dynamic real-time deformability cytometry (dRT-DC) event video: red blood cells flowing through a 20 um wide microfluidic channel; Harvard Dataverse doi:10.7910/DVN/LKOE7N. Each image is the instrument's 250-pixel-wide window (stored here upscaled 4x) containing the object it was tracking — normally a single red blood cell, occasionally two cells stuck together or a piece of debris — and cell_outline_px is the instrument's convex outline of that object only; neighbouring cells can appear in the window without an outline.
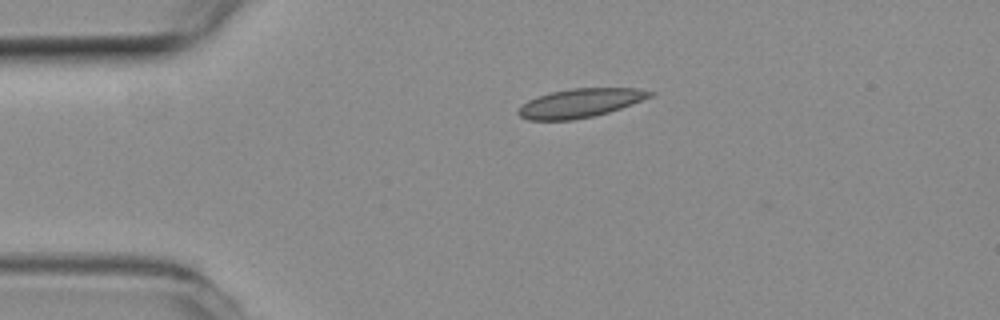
{"species": "common noctule bat (a hibernating species)", "species_latin": "Nyctalus noctula", "temperature_condition": "room temperature", "stored_images_in_passage": 44, "camera_frame_rate_fps": 3000, "um_per_image_px": 0.085, "animal": {"sex": "female", "body_mass_g": 19.3, "forearm_length_mm": 54.1}, "frame": {"image": 1, "passage_image": 1, "time_ms": 0.0, "image_size_px": [1000, 320], "cell_outline_px": [[656, 92], [652, 96], [620, 108], [608, 112], [592, 116], [572, 120], [528, 120], [520, 116], [516, 112], [528, 100], [552, 92], [572, 88], [636, 88]], "centroid_in_image_um": [49.32, 8.76], "position_along_channel_um": 35.7, "area_um2": 21.79}}
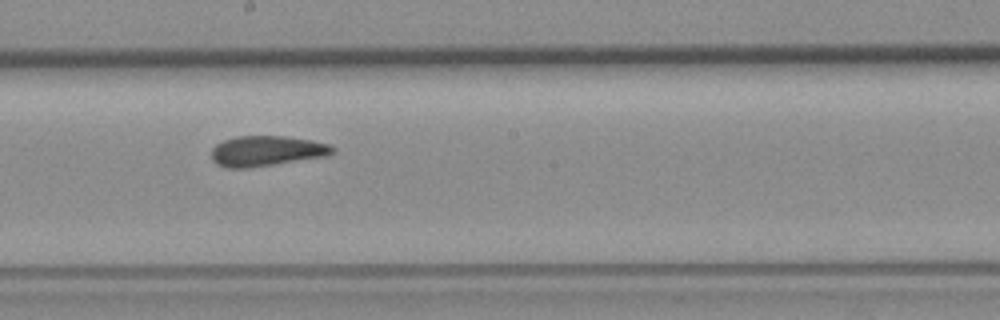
{"frame": {"image": 2, "passage_image": 19, "time_ms": 6.0, "image_size_px": [1000, 320], "cell_outline_px": [[336, 152], [328, 156], [248, 168], [224, 168], [216, 164], [212, 160], [212, 148], [216, 144], [224, 140], [236, 136], [284, 136], [312, 140], [328, 144], [336, 148]], "centroid_in_image_um": [22.67, 12.84], "position_along_channel_um": 225.5, "area_um2": 21.62}}
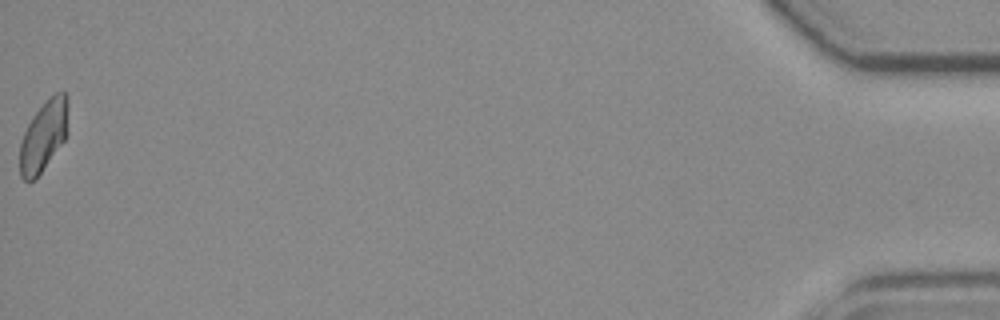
{"frame": {"image": 3, "passage_image": 44, "time_ms": 14.333, "image_size_px": [1000, 320], "cell_outline_px": [[68, 132], [64, 140], [36, 180], [24, 180], [20, 176], [20, 144], [24, 132], [32, 116], [56, 92], [64, 92], [68, 96]], "centroid_in_image_um": [3.73, 11.57], "position_along_channel_um": 431.5, "area_um2": 19.83}, "authors_computed_cell_mechanics": {"area_um2": 21.2704, "velocity_mm_per_s": 3.7573, "shape_relaxation_time_tau1_ms": null, "shape_relaxation_time_tau2_ms": 4.7908, "deformation_change_tau1": null, "deformation_change_tau2": 0.0939}}